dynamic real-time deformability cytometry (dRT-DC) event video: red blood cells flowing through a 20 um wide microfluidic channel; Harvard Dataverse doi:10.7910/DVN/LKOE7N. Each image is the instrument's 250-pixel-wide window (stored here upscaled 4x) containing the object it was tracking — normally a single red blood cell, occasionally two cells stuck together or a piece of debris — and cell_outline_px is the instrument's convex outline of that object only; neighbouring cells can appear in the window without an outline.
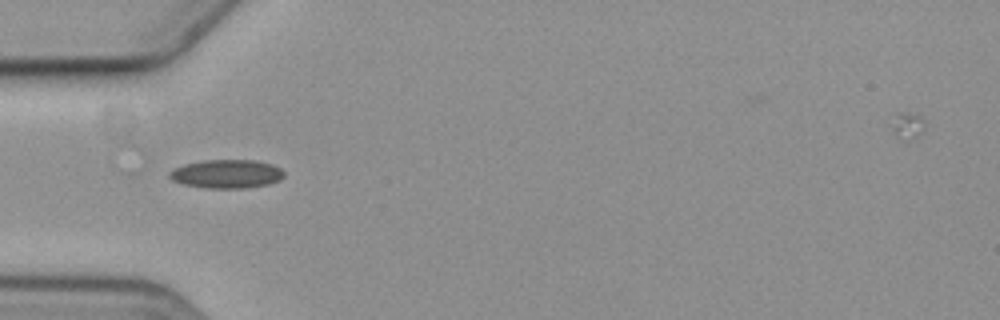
{"species": "common noctule bat (a hibernating species)", "species_latin": "Nyctalus noctula", "temperature_condition": "cold", "stored_images_in_passage": 6, "camera_frame_rate_fps": 3000, "um_per_image_px": 0.085, "animal": {"sex": "female", "body_mass_g": 19.3, "forearm_length_mm": 54.1}, "frame": {"image": 1, "passage_image": 2, "time_ms": 1.333, "image_size_px": [1000, 320], "cell_outline_px": [[284, 176], [280, 180], [268, 184], [240, 188], [208, 188], [184, 184], [172, 180], [168, 176], [168, 172], [172, 168], [184, 164], [204, 160], [256, 160], [272, 164], [280, 168], [284, 172]], "centroid_in_image_um": [19.24, 14.77], "position_along_channel_um": 65.8, "area_um2": 19.13}}
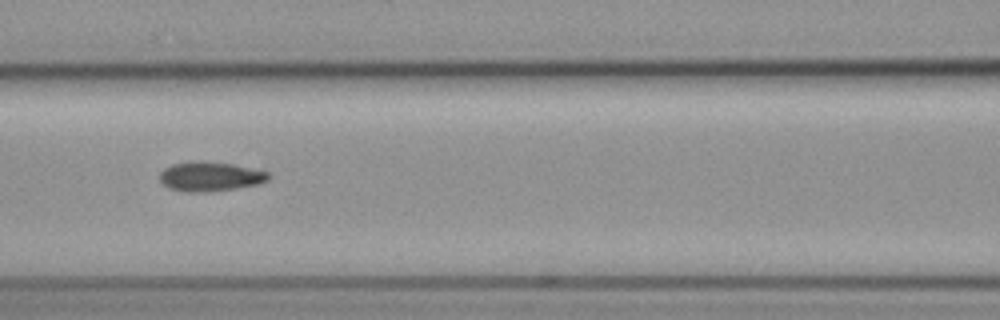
{"frame": {"image": 2, "passage_image": 4, "time_ms": 3.667, "image_size_px": [1000, 320], "cell_outline_px": [[272, 176], [268, 180], [256, 184], [236, 188], [200, 192], [184, 192], [168, 188], [160, 180], [160, 172], [164, 168], [172, 164], [192, 160], [200, 160], [232, 164], [268, 172]], "centroid_in_image_um": [17.83, 14.99], "position_along_channel_um": 148.8, "area_um2": 18.67}}
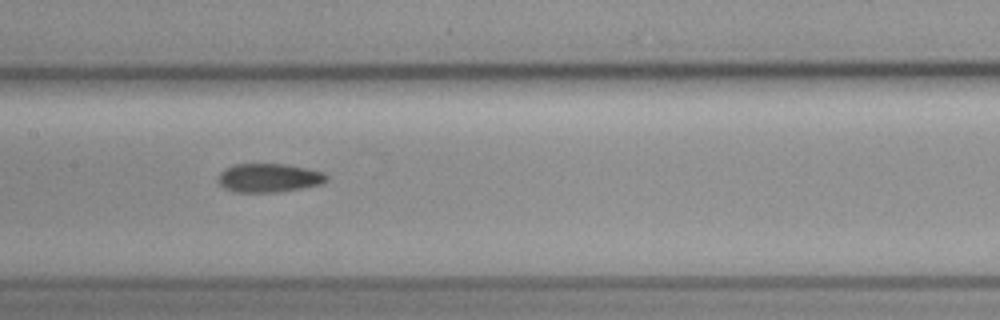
{"frame": {"image": 3, "passage_image": 5, "time_ms": 4.667, "image_size_px": [1000, 320], "cell_outline_px": [[328, 180], [320, 184], [300, 188], [276, 192], [232, 192], [224, 188], [216, 180], [220, 172], [224, 168], [232, 164], [284, 164], [324, 172], [328, 176]], "centroid_in_image_um": [22.8, 15.12], "position_along_channel_um": 184.6, "area_um2": 18.21}}